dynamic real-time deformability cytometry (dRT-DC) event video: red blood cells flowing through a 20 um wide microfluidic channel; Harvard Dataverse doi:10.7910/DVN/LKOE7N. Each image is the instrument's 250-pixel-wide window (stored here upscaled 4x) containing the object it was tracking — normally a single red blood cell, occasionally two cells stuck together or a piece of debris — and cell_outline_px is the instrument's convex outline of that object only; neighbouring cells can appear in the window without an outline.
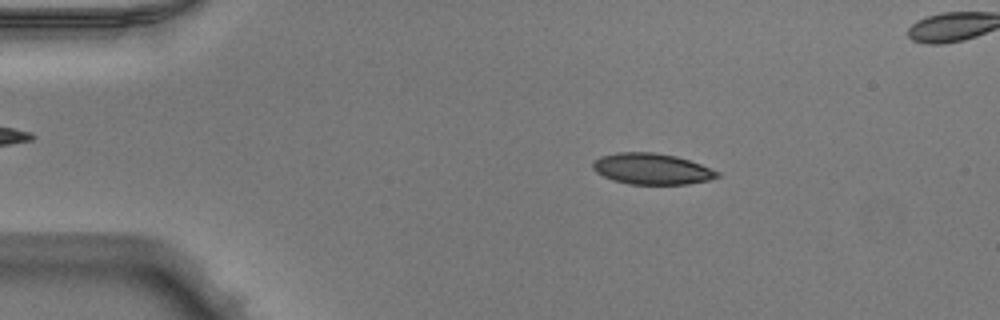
{"species": "Egyptian fruit bat (a non-hibernating species)", "species_latin": "Rousettus aegyptiacus", "temperature_condition": "warm", "stored_images_in_passage": 47, "camera_frame_rate_fps": 3000, "um_per_image_px": 0.085, "animal": {"sex": "male"}, "frame": {"image": 1, "passage_image": 5, "time_ms": 1.333, "image_size_px": [1000, 320], "cell_outline_px": [[720, 176], [708, 180], [688, 184], [628, 184], [612, 180], [596, 172], [592, 168], [592, 164], [600, 156], [616, 152], [656, 152], [676, 156], [700, 164], [720, 172]], "centroid_in_image_um": [55.39, 14.35], "position_along_channel_um": 29.6, "area_um2": 22.54}}
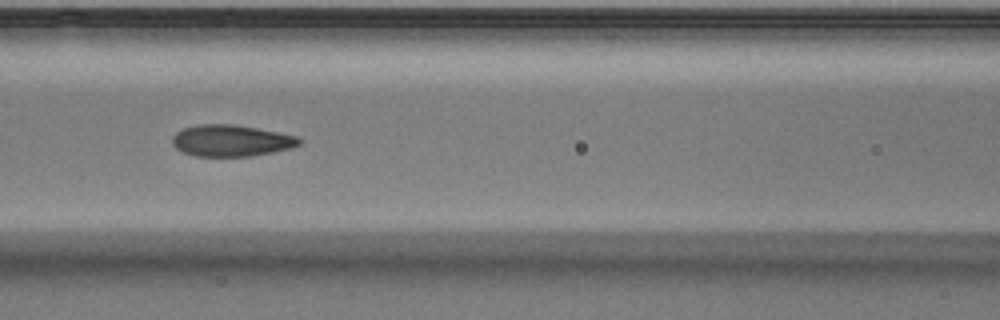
{"frame": {"image": 2, "passage_image": 18, "time_ms": 5.667, "image_size_px": [1000, 320], "cell_outline_px": [[300, 144], [288, 148], [272, 152], [248, 156], [196, 156], [184, 152], [176, 148], [172, 144], [172, 136], [176, 132], [184, 128], [196, 124], [236, 124], [296, 136], [300, 140]], "centroid_in_image_um": [19.58, 11.94], "position_along_channel_um": 147.0, "area_um2": 23.06}}
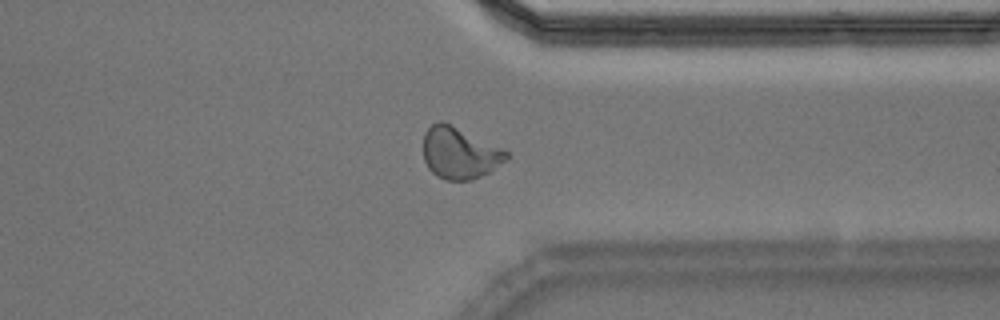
{"frame": {"image": 3, "passage_image": 35, "time_ms": 11.333, "image_size_px": [1000, 320], "cell_outline_px": [[508, 156], [504, 160], [488, 172], [472, 180], [444, 180], [436, 176], [428, 168], [424, 160], [424, 132], [432, 124], [440, 120], [444, 120], [504, 148], [508, 152]], "centroid_in_image_um": [39.04, 12.98], "position_along_channel_um": 372.4, "area_um2": 25.14}, "authors_computed_cell_mechanics": {"area_um2": 23.6402, "velocity_mm_per_s": 4.005, "shape_relaxation_time_tau1_ms": 3.5149, "shape_relaxation_time_tau2_ms": 0.9054, "deformation_change_tau1": 0.1606, "deformation_change_tau2": 0.0644}}